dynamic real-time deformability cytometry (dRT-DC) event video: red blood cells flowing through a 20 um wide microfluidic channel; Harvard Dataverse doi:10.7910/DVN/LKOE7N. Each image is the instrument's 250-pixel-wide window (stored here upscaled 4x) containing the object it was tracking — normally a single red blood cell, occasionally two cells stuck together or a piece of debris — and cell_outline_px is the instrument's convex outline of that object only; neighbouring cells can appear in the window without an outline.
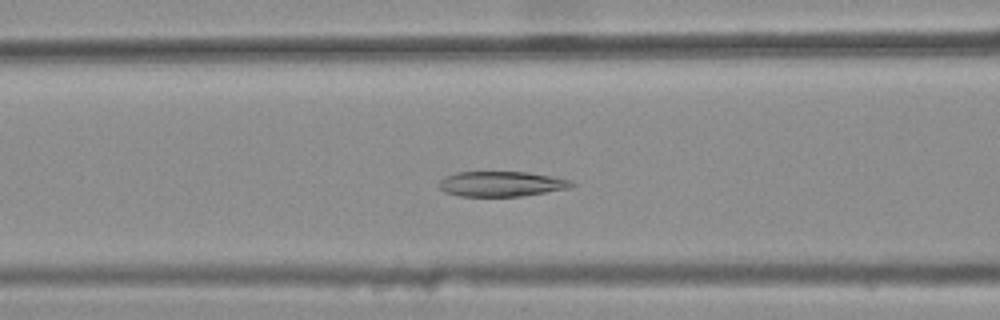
{"species": "common noctule bat (a hibernating species)", "species_latin": "Nyctalus noctula", "temperature_condition": "warm", "stored_images_in_passage": 40, "camera_frame_rate_fps": 3000, "um_per_image_px": 0.085, "animal": {"sex": "female", "body_mass_g": 25.1}, "frame": {"image": 1, "passage_image": 18, "time_ms": 5.667, "image_size_px": [1000, 320], "cell_outline_px": [[576, 184], [568, 188], [524, 196], [460, 196], [444, 192], [440, 188], [440, 180], [444, 176], [456, 172], [528, 172], [552, 176], [572, 180]], "centroid_in_image_um": [42.62, 15.63], "position_along_channel_um": 124.0, "area_um2": 19.48}}
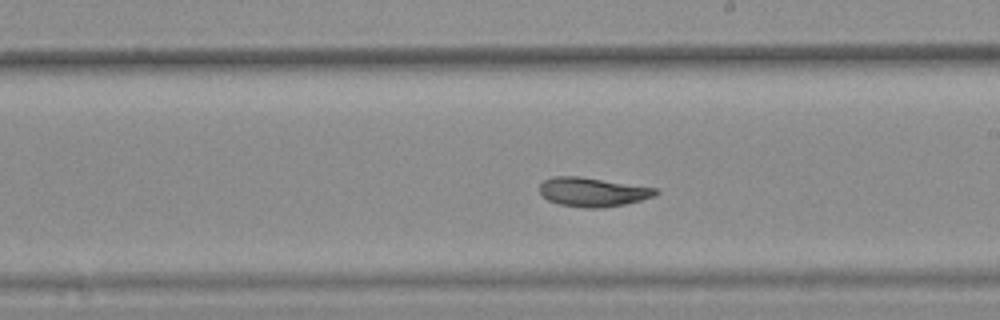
{"frame": {"image": 2, "passage_image": 27, "time_ms": 8.667, "image_size_px": [1000, 320], "cell_outline_px": [[660, 192], [656, 196], [624, 204], [604, 208], [584, 208], [560, 204], [548, 200], [540, 192], [540, 184], [544, 180], [552, 176], [580, 176], [660, 188]], "centroid_in_image_um": [50.43, 16.31], "position_along_channel_um": 238.6, "area_um2": 19.88}}
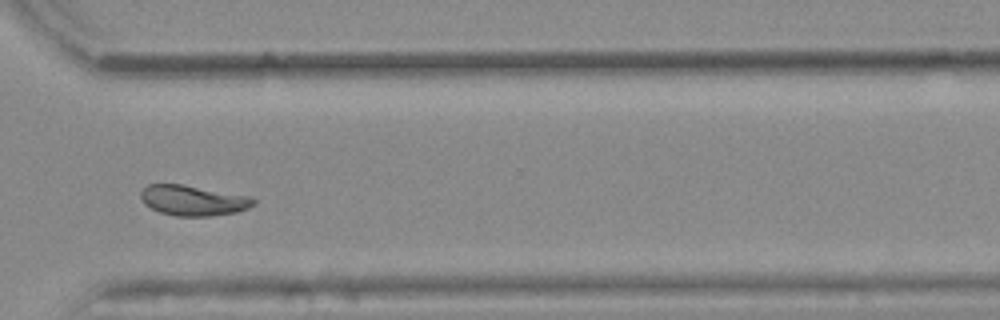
{"frame": {"image": 3, "passage_image": 36, "time_ms": 11.667, "image_size_px": [1000, 320], "cell_outline_px": [[256, 204], [248, 208], [236, 212], [208, 216], [176, 216], [160, 212], [144, 204], [140, 196], [140, 192], [148, 184], [180, 184], [248, 196], [256, 200]], "centroid_in_image_um": [16.4, 17.04], "position_along_channel_um": 354.2, "area_um2": 19.71}, "authors_computed_cell_mechanics": {"area_um2": 20.2589, "velocity_mm_per_s": 3.8343, "shape_relaxation_time_tau1_ms": null, "shape_relaxation_time_tau2_ms": 1.857, "deformation_change_tau1": null, "deformation_change_tau2": 0.0488}}